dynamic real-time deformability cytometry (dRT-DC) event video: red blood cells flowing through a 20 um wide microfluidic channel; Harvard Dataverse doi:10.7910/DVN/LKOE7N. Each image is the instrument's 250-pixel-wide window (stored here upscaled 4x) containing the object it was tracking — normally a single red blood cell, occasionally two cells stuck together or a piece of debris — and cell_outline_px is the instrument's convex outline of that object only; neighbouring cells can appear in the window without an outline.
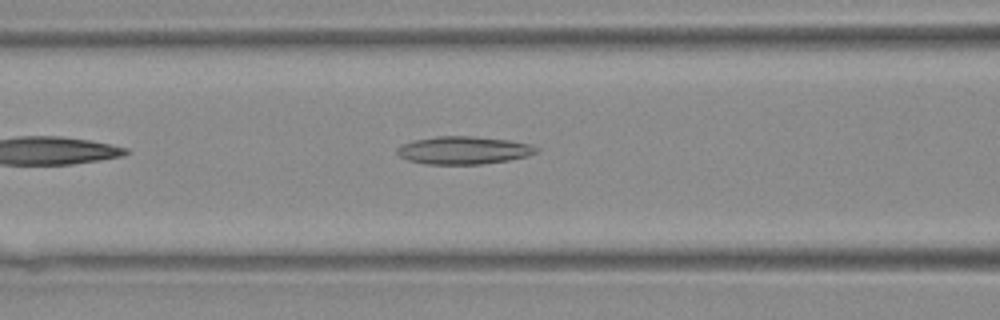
{"species": "Egyptian fruit bat (a non-hibernating species)", "species_latin": "Rousettus aegyptiacus", "temperature_condition": "warm", "stored_images_in_passage": 28, "camera_frame_rate_fps": 3000, "um_per_image_px": 0.085, "animal": {"sex": "female"}, "frame": {"image": 1, "passage_image": 6, "time_ms": 1.667, "image_size_px": [1000, 320], "cell_outline_px": [[540, 152], [528, 156], [508, 160], [480, 164], [424, 164], [408, 160], [400, 156], [396, 152], [396, 148], [404, 144], [416, 140], [436, 136], [472, 136], [508, 140], [528, 144], [540, 148]], "centroid_in_image_um": [39.43, 12.78], "position_along_channel_um": 127.2, "area_um2": 22.48}}
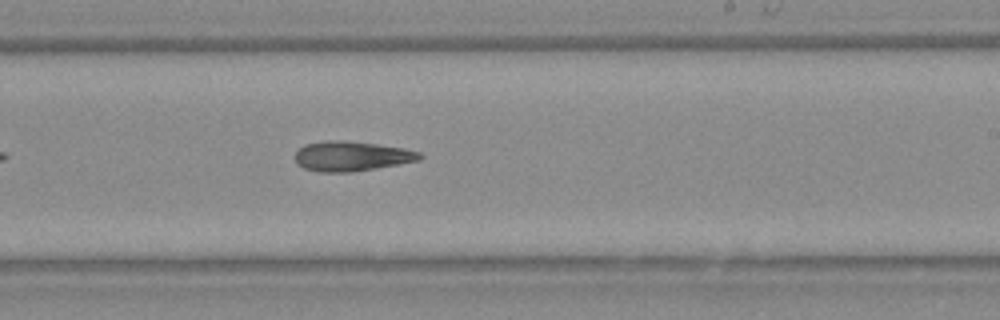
{"frame": {"image": 2, "passage_image": 14, "time_ms": 4.333, "image_size_px": [1000, 320], "cell_outline_px": [[424, 156], [420, 160], [376, 168], [352, 172], [320, 172], [304, 168], [296, 164], [296, 152], [304, 144], [332, 140], [344, 140], [376, 144], [404, 148], [420, 152]], "centroid_in_image_um": [29.89, 13.27], "position_along_channel_um": 259.1, "area_um2": 21.62}}
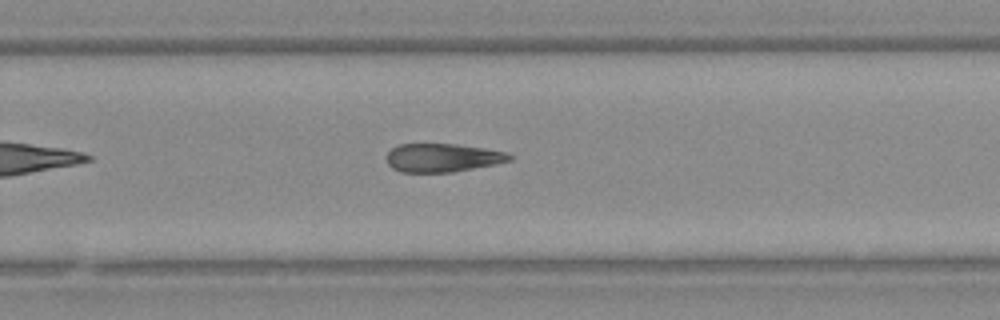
{"frame": {"image": 3, "passage_image": 16, "time_ms": 5.0, "image_size_px": [1000, 320], "cell_outline_px": [[512, 160], [496, 164], [452, 172], [400, 172], [392, 168], [388, 164], [388, 152], [392, 148], [400, 144], [456, 144], [484, 148], [508, 152], [512, 156]], "centroid_in_image_um": [37.64, 13.41], "position_along_channel_um": 292.2, "area_um2": 20.35}}